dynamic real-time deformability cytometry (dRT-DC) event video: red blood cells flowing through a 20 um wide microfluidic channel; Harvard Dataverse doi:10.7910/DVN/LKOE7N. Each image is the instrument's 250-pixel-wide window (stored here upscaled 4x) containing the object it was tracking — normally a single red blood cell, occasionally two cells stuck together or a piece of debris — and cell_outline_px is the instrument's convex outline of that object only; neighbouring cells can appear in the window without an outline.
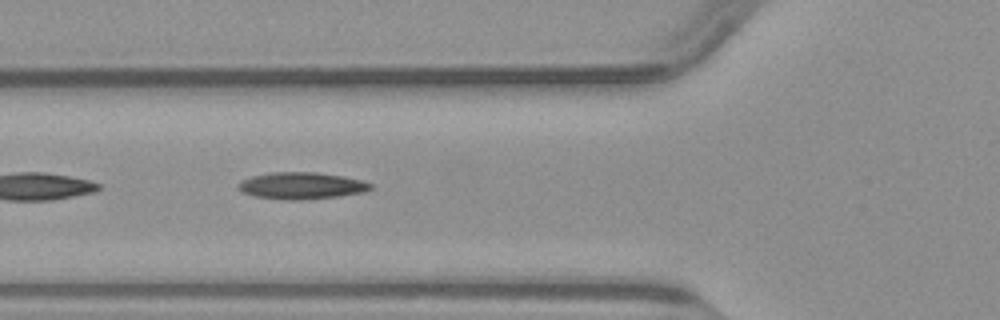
{"species": "common noctule bat (a hibernating species)", "species_latin": "Nyctalus noctula", "temperature_condition": "warm", "stored_images_in_passage": 17, "camera_frame_rate_fps": 3000, "um_per_image_px": 0.085, "animal": {"sex": "male", "body_mass_g": 23.1, "forearm_length_mm": 52.7}, "frame": {"image": 1, "passage_image": 8, "time_ms": 2.333, "image_size_px": [1000, 320], "cell_outline_px": [[372, 188], [364, 192], [340, 196], [300, 200], [284, 200], [256, 196], [244, 192], [236, 188], [236, 184], [240, 180], [252, 176], [272, 172], [316, 172], [344, 176], [360, 180], [372, 184]], "centroid_in_image_um": [25.6, 15.78], "position_along_channel_um": 100.2, "area_um2": 20.75}}